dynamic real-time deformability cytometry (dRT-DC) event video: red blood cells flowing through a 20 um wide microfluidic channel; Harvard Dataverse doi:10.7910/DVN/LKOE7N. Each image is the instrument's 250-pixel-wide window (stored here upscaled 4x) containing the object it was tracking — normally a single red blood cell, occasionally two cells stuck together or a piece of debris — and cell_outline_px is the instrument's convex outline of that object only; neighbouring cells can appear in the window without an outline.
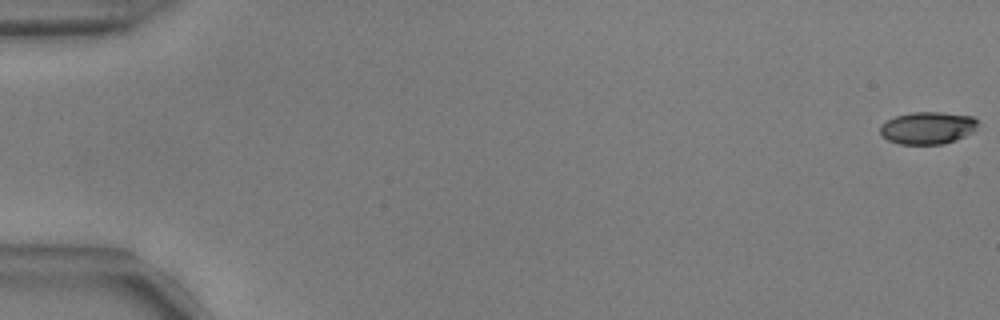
{"species": "common noctule bat (a hibernating species)", "species_latin": "Nyctalus noctula", "temperature_condition": "warm", "stored_images_in_passage": 11, "camera_frame_rate_fps": 3000, "um_per_image_px": 0.085, "animal": {"sex": "male", "body_mass_g": 17.9, "forearm_length_mm": 54.2}, "frame": {"image": 1, "passage_image": 1, "time_ms": 0.0, "image_size_px": [1000, 320], "cell_outline_px": [[980, 120], [972, 132], [956, 140], [944, 144], [900, 144], [888, 140], [880, 132], [880, 124], [896, 116], [912, 112], [940, 112], [972, 116]], "centroid_in_image_um": [78.86, 10.87], "position_along_channel_um": 6.1, "area_um2": 18.38}}